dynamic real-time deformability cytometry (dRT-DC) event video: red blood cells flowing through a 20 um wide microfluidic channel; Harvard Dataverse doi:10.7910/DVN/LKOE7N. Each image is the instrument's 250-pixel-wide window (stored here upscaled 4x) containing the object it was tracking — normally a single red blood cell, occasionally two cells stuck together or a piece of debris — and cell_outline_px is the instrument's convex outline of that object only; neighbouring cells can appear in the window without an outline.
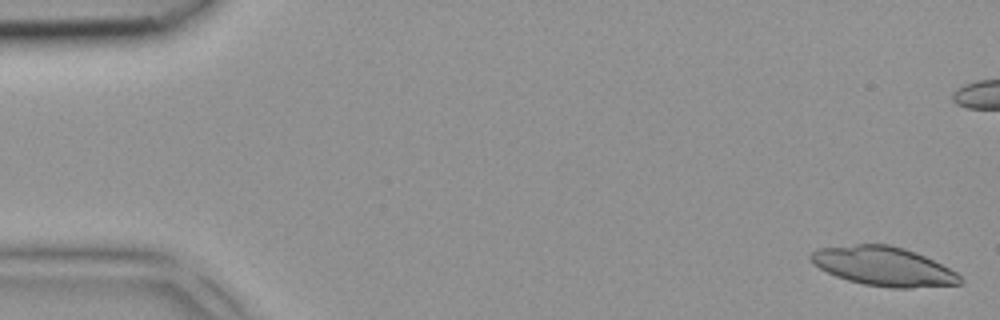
{"species": "common noctule bat (a hibernating species)", "species_latin": "Nyctalus noctula", "temperature_condition": "room temperature", "stored_images_in_passage": 5, "camera_frame_rate_fps": 3000, "um_per_image_px": 0.085, "animal": {"sex": "female", "body_mass_g": 18.4}, "frame": {"image": 1, "passage_image": 1, "time_ms": 0.0, "image_size_px": [1000, 320], "cell_outline_px": [[964, 280], [960, 284], [912, 288], [892, 288], [864, 284], [848, 280], [836, 276], [812, 264], [808, 256], [816, 248], [856, 244], [888, 244], [904, 248], [916, 252], [956, 272]], "centroid_in_image_um": [75.07, 22.63], "position_along_channel_um": 9.9, "area_um2": 33.99}}